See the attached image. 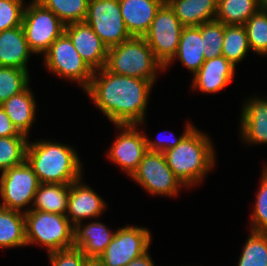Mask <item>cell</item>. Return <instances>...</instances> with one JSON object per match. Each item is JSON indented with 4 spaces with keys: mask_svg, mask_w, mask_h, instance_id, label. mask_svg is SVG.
<instances>
[{
    "mask_svg": "<svg viewBox=\"0 0 267 266\" xmlns=\"http://www.w3.org/2000/svg\"><path fill=\"white\" fill-rule=\"evenodd\" d=\"M153 86L148 80L113 74L103 67L93 72L85 92L114 125H142Z\"/></svg>",
    "mask_w": 267,
    "mask_h": 266,
    "instance_id": "obj_1",
    "label": "cell"
},
{
    "mask_svg": "<svg viewBox=\"0 0 267 266\" xmlns=\"http://www.w3.org/2000/svg\"><path fill=\"white\" fill-rule=\"evenodd\" d=\"M210 137L195 126L179 144L163 152L166 163L185 188L204 181V177L215 166L216 155Z\"/></svg>",
    "mask_w": 267,
    "mask_h": 266,
    "instance_id": "obj_2",
    "label": "cell"
},
{
    "mask_svg": "<svg viewBox=\"0 0 267 266\" xmlns=\"http://www.w3.org/2000/svg\"><path fill=\"white\" fill-rule=\"evenodd\" d=\"M26 161L40 183L71 184L82 178V163L67 144L40 140L29 142Z\"/></svg>",
    "mask_w": 267,
    "mask_h": 266,
    "instance_id": "obj_3",
    "label": "cell"
},
{
    "mask_svg": "<svg viewBox=\"0 0 267 266\" xmlns=\"http://www.w3.org/2000/svg\"><path fill=\"white\" fill-rule=\"evenodd\" d=\"M105 68L113 74L144 79L152 83L156 82L160 71L164 72V66L156 59L146 40L134 36L108 48Z\"/></svg>",
    "mask_w": 267,
    "mask_h": 266,
    "instance_id": "obj_4",
    "label": "cell"
},
{
    "mask_svg": "<svg viewBox=\"0 0 267 266\" xmlns=\"http://www.w3.org/2000/svg\"><path fill=\"white\" fill-rule=\"evenodd\" d=\"M24 215L27 245H42L48 253L73 247L74 226L66 215L39 210Z\"/></svg>",
    "mask_w": 267,
    "mask_h": 266,
    "instance_id": "obj_5",
    "label": "cell"
},
{
    "mask_svg": "<svg viewBox=\"0 0 267 266\" xmlns=\"http://www.w3.org/2000/svg\"><path fill=\"white\" fill-rule=\"evenodd\" d=\"M43 57L46 68L59 78L80 84L83 91L89 87L94 71L82 59L65 32L50 45Z\"/></svg>",
    "mask_w": 267,
    "mask_h": 266,
    "instance_id": "obj_6",
    "label": "cell"
},
{
    "mask_svg": "<svg viewBox=\"0 0 267 266\" xmlns=\"http://www.w3.org/2000/svg\"><path fill=\"white\" fill-rule=\"evenodd\" d=\"M25 6L22 27L34 54H45L64 32L65 24L37 0Z\"/></svg>",
    "mask_w": 267,
    "mask_h": 266,
    "instance_id": "obj_7",
    "label": "cell"
},
{
    "mask_svg": "<svg viewBox=\"0 0 267 266\" xmlns=\"http://www.w3.org/2000/svg\"><path fill=\"white\" fill-rule=\"evenodd\" d=\"M0 207L26 213L39 187L37 175L27 161L0 174ZM26 207V208H25Z\"/></svg>",
    "mask_w": 267,
    "mask_h": 266,
    "instance_id": "obj_8",
    "label": "cell"
},
{
    "mask_svg": "<svg viewBox=\"0 0 267 266\" xmlns=\"http://www.w3.org/2000/svg\"><path fill=\"white\" fill-rule=\"evenodd\" d=\"M151 195L175 197L185 187L166 163L162 152L147 151L130 177Z\"/></svg>",
    "mask_w": 267,
    "mask_h": 266,
    "instance_id": "obj_9",
    "label": "cell"
},
{
    "mask_svg": "<svg viewBox=\"0 0 267 266\" xmlns=\"http://www.w3.org/2000/svg\"><path fill=\"white\" fill-rule=\"evenodd\" d=\"M183 28L173 9L164 4L157 10L148 32L143 36L164 67L177 52Z\"/></svg>",
    "mask_w": 267,
    "mask_h": 266,
    "instance_id": "obj_10",
    "label": "cell"
},
{
    "mask_svg": "<svg viewBox=\"0 0 267 266\" xmlns=\"http://www.w3.org/2000/svg\"><path fill=\"white\" fill-rule=\"evenodd\" d=\"M146 227L118 228L105 251L97 259L104 266H126L149 250L152 236Z\"/></svg>",
    "mask_w": 267,
    "mask_h": 266,
    "instance_id": "obj_11",
    "label": "cell"
},
{
    "mask_svg": "<svg viewBox=\"0 0 267 266\" xmlns=\"http://www.w3.org/2000/svg\"><path fill=\"white\" fill-rule=\"evenodd\" d=\"M85 22L108 48L132 37L121 16L118 0H89Z\"/></svg>",
    "mask_w": 267,
    "mask_h": 266,
    "instance_id": "obj_12",
    "label": "cell"
},
{
    "mask_svg": "<svg viewBox=\"0 0 267 266\" xmlns=\"http://www.w3.org/2000/svg\"><path fill=\"white\" fill-rule=\"evenodd\" d=\"M137 126L139 125H115L121 132L107 153L110 161L122 168L130 177L148 151L145 132H140Z\"/></svg>",
    "mask_w": 267,
    "mask_h": 266,
    "instance_id": "obj_13",
    "label": "cell"
},
{
    "mask_svg": "<svg viewBox=\"0 0 267 266\" xmlns=\"http://www.w3.org/2000/svg\"><path fill=\"white\" fill-rule=\"evenodd\" d=\"M64 32L93 71L105 67L108 47L85 21L65 25Z\"/></svg>",
    "mask_w": 267,
    "mask_h": 266,
    "instance_id": "obj_14",
    "label": "cell"
},
{
    "mask_svg": "<svg viewBox=\"0 0 267 266\" xmlns=\"http://www.w3.org/2000/svg\"><path fill=\"white\" fill-rule=\"evenodd\" d=\"M83 179L69 184V199L66 217L75 227L86 219L101 217L107 208L103 198L90 186L83 184ZM82 181V182H81Z\"/></svg>",
    "mask_w": 267,
    "mask_h": 266,
    "instance_id": "obj_15",
    "label": "cell"
},
{
    "mask_svg": "<svg viewBox=\"0 0 267 266\" xmlns=\"http://www.w3.org/2000/svg\"><path fill=\"white\" fill-rule=\"evenodd\" d=\"M244 103L240 115L242 141L248 145L267 144V97L255 96Z\"/></svg>",
    "mask_w": 267,
    "mask_h": 266,
    "instance_id": "obj_16",
    "label": "cell"
},
{
    "mask_svg": "<svg viewBox=\"0 0 267 266\" xmlns=\"http://www.w3.org/2000/svg\"><path fill=\"white\" fill-rule=\"evenodd\" d=\"M235 66L224 56L205 60L193 75L192 90L216 93L223 90L234 78Z\"/></svg>",
    "mask_w": 267,
    "mask_h": 266,
    "instance_id": "obj_17",
    "label": "cell"
},
{
    "mask_svg": "<svg viewBox=\"0 0 267 266\" xmlns=\"http://www.w3.org/2000/svg\"><path fill=\"white\" fill-rule=\"evenodd\" d=\"M34 54L26 40L22 26L0 32V67H13L29 71L28 61Z\"/></svg>",
    "mask_w": 267,
    "mask_h": 266,
    "instance_id": "obj_18",
    "label": "cell"
},
{
    "mask_svg": "<svg viewBox=\"0 0 267 266\" xmlns=\"http://www.w3.org/2000/svg\"><path fill=\"white\" fill-rule=\"evenodd\" d=\"M121 16L131 36L143 37L149 30L161 3L156 0H118Z\"/></svg>",
    "mask_w": 267,
    "mask_h": 266,
    "instance_id": "obj_19",
    "label": "cell"
},
{
    "mask_svg": "<svg viewBox=\"0 0 267 266\" xmlns=\"http://www.w3.org/2000/svg\"><path fill=\"white\" fill-rule=\"evenodd\" d=\"M101 222L78 223L74 227L73 247L79 248L87 258H97L102 254L115 234Z\"/></svg>",
    "mask_w": 267,
    "mask_h": 266,
    "instance_id": "obj_20",
    "label": "cell"
},
{
    "mask_svg": "<svg viewBox=\"0 0 267 266\" xmlns=\"http://www.w3.org/2000/svg\"><path fill=\"white\" fill-rule=\"evenodd\" d=\"M204 50L201 38V25L184 27L177 52L173 59L164 67V70L168 69L167 67L177 58L194 75L205 62Z\"/></svg>",
    "mask_w": 267,
    "mask_h": 266,
    "instance_id": "obj_21",
    "label": "cell"
},
{
    "mask_svg": "<svg viewBox=\"0 0 267 266\" xmlns=\"http://www.w3.org/2000/svg\"><path fill=\"white\" fill-rule=\"evenodd\" d=\"M1 107L4 109L17 131L28 136L29 130L36 120L35 113L37 110L36 99L30 86L6 100L1 104Z\"/></svg>",
    "mask_w": 267,
    "mask_h": 266,
    "instance_id": "obj_22",
    "label": "cell"
},
{
    "mask_svg": "<svg viewBox=\"0 0 267 266\" xmlns=\"http://www.w3.org/2000/svg\"><path fill=\"white\" fill-rule=\"evenodd\" d=\"M168 4L184 27L215 20L218 11V0H169Z\"/></svg>",
    "mask_w": 267,
    "mask_h": 266,
    "instance_id": "obj_23",
    "label": "cell"
},
{
    "mask_svg": "<svg viewBox=\"0 0 267 266\" xmlns=\"http://www.w3.org/2000/svg\"><path fill=\"white\" fill-rule=\"evenodd\" d=\"M69 184L40 183L29 209L66 215Z\"/></svg>",
    "mask_w": 267,
    "mask_h": 266,
    "instance_id": "obj_24",
    "label": "cell"
},
{
    "mask_svg": "<svg viewBox=\"0 0 267 266\" xmlns=\"http://www.w3.org/2000/svg\"><path fill=\"white\" fill-rule=\"evenodd\" d=\"M22 246H27L24 213L0 207V248Z\"/></svg>",
    "mask_w": 267,
    "mask_h": 266,
    "instance_id": "obj_25",
    "label": "cell"
},
{
    "mask_svg": "<svg viewBox=\"0 0 267 266\" xmlns=\"http://www.w3.org/2000/svg\"><path fill=\"white\" fill-rule=\"evenodd\" d=\"M259 9L258 0H218L216 20L224 25H244Z\"/></svg>",
    "mask_w": 267,
    "mask_h": 266,
    "instance_id": "obj_26",
    "label": "cell"
},
{
    "mask_svg": "<svg viewBox=\"0 0 267 266\" xmlns=\"http://www.w3.org/2000/svg\"><path fill=\"white\" fill-rule=\"evenodd\" d=\"M251 50L244 25H224L222 56L234 66L244 60Z\"/></svg>",
    "mask_w": 267,
    "mask_h": 266,
    "instance_id": "obj_27",
    "label": "cell"
},
{
    "mask_svg": "<svg viewBox=\"0 0 267 266\" xmlns=\"http://www.w3.org/2000/svg\"><path fill=\"white\" fill-rule=\"evenodd\" d=\"M29 136L0 137V172L18 166L26 161Z\"/></svg>",
    "mask_w": 267,
    "mask_h": 266,
    "instance_id": "obj_28",
    "label": "cell"
},
{
    "mask_svg": "<svg viewBox=\"0 0 267 266\" xmlns=\"http://www.w3.org/2000/svg\"><path fill=\"white\" fill-rule=\"evenodd\" d=\"M52 11L65 25L83 22L87 16L89 0H37Z\"/></svg>",
    "mask_w": 267,
    "mask_h": 266,
    "instance_id": "obj_29",
    "label": "cell"
},
{
    "mask_svg": "<svg viewBox=\"0 0 267 266\" xmlns=\"http://www.w3.org/2000/svg\"><path fill=\"white\" fill-rule=\"evenodd\" d=\"M250 232L238 266H267V232Z\"/></svg>",
    "mask_w": 267,
    "mask_h": 266,
    "instance_id": "obj_30",
    "label": "cell"
},
{
    "mask_svg": "<svg viewBox=\"0 0 267 266\" xmlns=\"http://www.w3.org/2000/svg\"><path fill=\"white\" fill-rule=\"evenodd\" d=\"M251 51L267 55V10L259 9L244 24Z\"/></svg>",
    "mask_w": 267,
    "mask_h": 266,
    "instance_id": "obj_31",
    "label": "cell"
},
{
    "mask_svg": "<svg viewBox=\"0 0 267 266\" xmlns=\"http://www.w3.org/2000/svg\"><path fill=\"white\" fill-rule=\"evenodd\" d=\"M27 70L0 67V105L6 100L24 91L30 82Z\"/></svg>",
    "mask_w": 267,
    "mask_h": 266,
    "instance_id": "obj_32",
    "label": "cell"
},
{
    "mask_svg": "<svg viewBox=\"0 0 267 266\" xmlns=\"http://www.w3.org/2000/svg\"><path fill=\"white\" fill-rule=\"evenodd\" d=\"M201 38L204 45L205 60L222 56L224 24L212 20L201 25Z\"/></svg>",
    "mask_w": 267,
    "mask_h": 266,
    "instance_id": "obj_33",
    "label": "cell"
},
{
    "mask_svg": "<svg viewBox=\"0 0 267 266\" xmlns=\"http://www.w3.org/2000/svg\"><path fill=\"white\" fill-rule=\"evenodd\" d=\"M263 167L260 187L250 217L251 231L255 232H267V164Z\"/></svg>",
    "mask_w": 267,
    "mask_h": 266,
    "instance_id": "obj_34",
    "label": "cell"
},
{
    "mask_svg": "<svg viewBox=\"0 0 267 266\" xmlns=\"http://www.w3.org/2000/svg\"><path fill=\"white\" fill-rule=\"evenodd\" d=\"M24 0H0V32L22 26Z\"/></svg>",
    "mask_w": 267,
    "mask_h": 266,
    "instance_id": "obj_35",
    "label": "cell"
},
{
    "mask_svg": "<svg viewBox=\"0 0 267 266\" xmlns=\"http://www.w3.org/2000/svg\"><path fill=\"white\" fill-rule=\"evenodd\" d=\"M48 254L51 266H84L87 259L82 251L75 247Z\"/></svg>",
    "mask_w": 267,
    "mask_h": 266,
    "instance_id": "obj_36",
    "label": "cell"
},
{
    "mask_svg": "<svg viewBox=\"0 0 267 266\" xmlns=\"http://www.w3.org/2000/svg\"><path fill=\"white\" fill-rule=\"evenodd\" d=\"M194 127V125H192V123H188L186 124V127L184 129V132L182 133V135L180 137H175V134L171 133L172 135V139L168 138V139H163L160 137H156V139L154 141L150 140L147 135L145 134V138H146V144H147V149L148 151H154V152H165L169 149L175 148L179 142L182 140V138ZM170 139V140H169ZM169 140V141H168Z\"/></svg>",
    "mask_w": 267,
    "mask_h": 266,
    "instance_id": "obj_37",
    "label": "cell"
},
{
    "mask_svg": "<svg viewBox=\"0 0 267 266\" xmlns=\"http://www.w3.org/2000/svg\"><path fill=\"white\" fill-rule=\"evenodd\" d=\"M19 132L0 105V137L17 136Z\"/></svg>",
    "mask_w": 267,
    "mask_h": 266,
    "instance_id": "obj_38",
    "label": "cell"
},
{
    "mask_svg": "<svg viewBox=\"0 0 267 266\" xmlns=\"http://www.w3.org/2000/svg\"><path fill=\"white\" fill-rule=\"evenodd\" d=\"M126 266H155L149 251L138 258L133 259Z\"/></svg>",
    "mask_w": 267,
    "mask_h": 266,
    "instance_id": "obj_39",
    "label": "cell"
},
{
    "mask_svg": "<svg viewBox=\"0 0 267 266\" xmlns=\"http://www.w3.org/2000/svg\"><path fill=\"white\" fill-rule=\"evenodd\" d=\"M84 266H104L97 258H87Z\"/></svg>",
    "mask_w": 267,
    "mask_h": 266,
    "instance_id": "obj_40",
    "label": "cell"
},
{
    "mask_svg": "<svg viewBox=\"0 0 267 266\" xmlns=\"http://www.w3.org/2000/svg\"><path fill=\"white\" fill-rule=\"evenodd\" d=\"M259 7L262 10H267V0H258Z\"/></svg>",
    "mask_w": 267,
    "mask_h": 266,
    "instance_id": "obj_41",
    "label": "cell"
},
{
    "mask_svg": "<svg viewBox=\"0 0 267 266\" xmlns=\"http://www.w3.org/2000/svg\"><path fill=\"white\" fill-rule=\"evenodd\" d=\"M158 2H160L162 5L164 4H168L169 0H156Z\"/></svg>",
    "mask_w": 267,
    "mask_h": 266,
    "instance_id": "obj_42",
    "label": "cell"
}]
</instances>
